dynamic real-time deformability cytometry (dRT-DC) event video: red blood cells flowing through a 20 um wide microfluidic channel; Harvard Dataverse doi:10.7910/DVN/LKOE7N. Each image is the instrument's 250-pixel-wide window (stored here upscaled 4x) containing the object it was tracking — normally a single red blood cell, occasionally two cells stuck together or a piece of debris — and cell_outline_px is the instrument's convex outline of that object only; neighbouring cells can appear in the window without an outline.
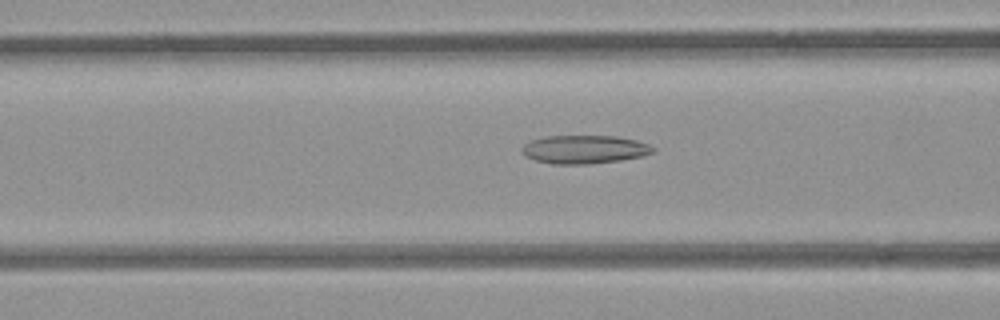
{"species": "common noctule bat (a hibernating species)", "species_latin": "Nyctalus noctula", "temperature_condition": "room temperature", "stored_images_in_passage": 50, "camera_frame_rate_fps": 3000, "um_per_image_px": 0.085, "animal": {"sex": "female", "body_mass_g": 21.9}, "frame": {"image": 1, "passage_image": 22, "time_ms": 7.0, "image_size_px": [1000, 320], "cell_outline_px": [[656, 152], [644, 156], [620, 160], [588, 164], [552, 164], [536, 160], [524, 156], [520, 152], [520, 148], [524, 144], [532, 140], [548, 136], [616, 136], [636, 140], [648, 144], [656, 148]], "centroid_in_image_um": [49.68, 12.7], "position_along_channel_um": 116.9, "area_um2": 21.85}}
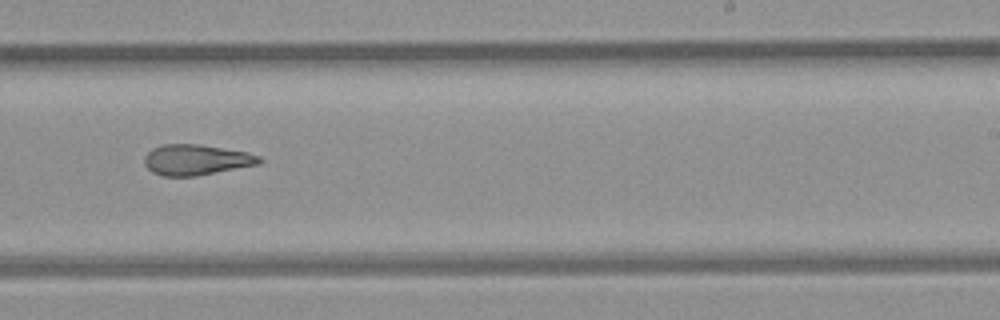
{"frame": {"image": 2, "passage_image": 34, "time_ms": 11.0, "image_size_px": [1000, 320], "cell_outline_px": [[264, 160], [260, 164], [196, 176], [164, 176], [152, 172], [144, 164], [144, 156], [152, 148], [160, 144], [200, 144], [244, 152], [260, 156]], "centroid_in_image_um": [16.66, 13.58], "position_along_channel_um": 272.3, "area_um2": 20.52}}
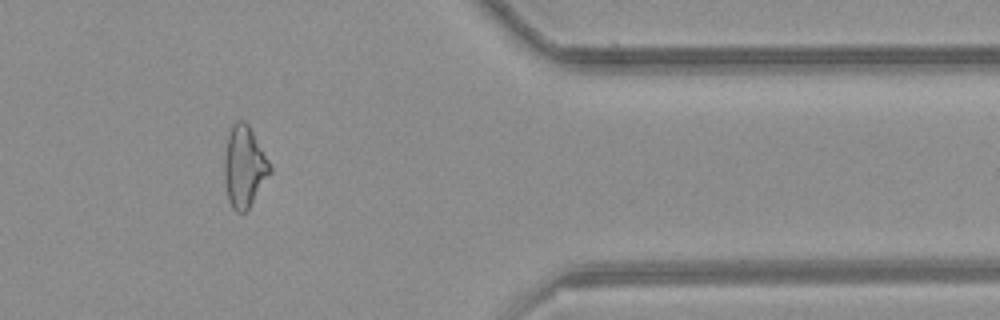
{"frame": {"image": 3, "passage_image": 45, "time_ms": 14.667, "image_size_px": [1000, 320], "cell_outline_px": [[272, 172], [248, 208], [244, 212], [236, 212], [232, 208], [228, 200], [224, 176], [224, 160], [228, 136], [232, 124], [236, 120], [244, 120], [248, 124], [268, 160], [272, 168]], "centroid_in_image_um": [20.75, 14.17], "position_along_channel_um": 390.6, "area_um2": 21.39}, "authors_computed_cell_mechanics": {"area_um2": 21.8195, "velocity_mm_per_s": 3.8917, "shape_relaxation_time_tau1_ms": null, "shape_relaxation_time_tau2_ms": 4.6188, "deformation_change_tau1": null, "deformation_change_tau2": 0.1524}}